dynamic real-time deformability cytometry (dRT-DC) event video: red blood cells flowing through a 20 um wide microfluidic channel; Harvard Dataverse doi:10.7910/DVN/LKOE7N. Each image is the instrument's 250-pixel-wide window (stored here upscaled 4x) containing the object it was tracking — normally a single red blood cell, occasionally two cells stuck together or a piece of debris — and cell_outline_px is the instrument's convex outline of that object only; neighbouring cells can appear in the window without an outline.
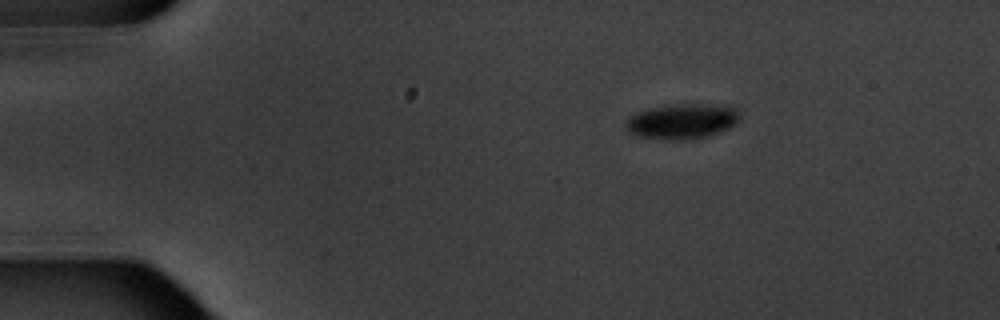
{"species": "common noctule bat (a hibernating species)", "species_latin": "Nyctalus noctula", "temperature_condition": "warm", "stored_images_in_passage": 3, "camera_frame_rate_fps": 3000, "um_per_image_px": 0.085, "animal": {"sex": "male", "body_mass_g": 20.1, "forearm_length_mm": 53.5}, "frame": {"image": 1, "passage_image": 1, "time_ms": 0.0, "image_size_px": [1000, 320], "cell_outline_px": [[740, 116], [736, 124], [728, 128], [708, 136], [680, 140], [664, 140], [640, 136], [628, 132], [624, 124], [628, 116], [636, 112], [648, 108], [668, 104], [732, 104], [736, 108]], "centroid_in_image_um": [57.97, 10.28], "position_along_channel_um": 27.0, "area_um2": 23.87}}